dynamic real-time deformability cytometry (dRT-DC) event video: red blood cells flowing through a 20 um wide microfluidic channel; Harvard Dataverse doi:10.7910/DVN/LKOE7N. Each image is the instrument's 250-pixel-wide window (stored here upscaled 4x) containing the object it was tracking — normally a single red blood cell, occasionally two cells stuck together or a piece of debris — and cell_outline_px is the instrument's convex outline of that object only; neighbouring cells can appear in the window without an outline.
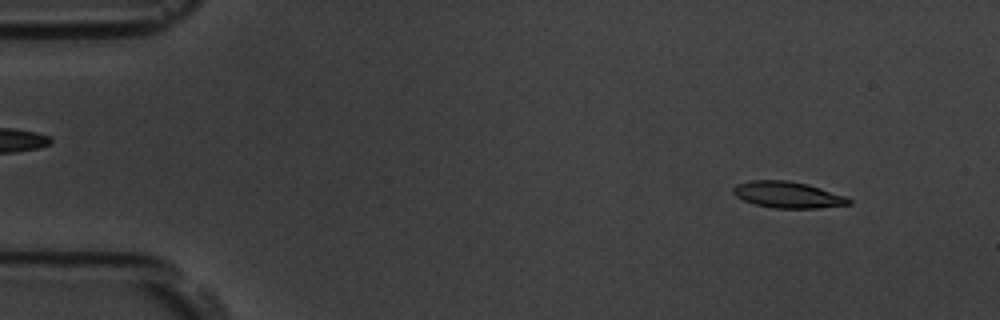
{"species": "common noctule bat (a hibernating species)", "species_latin": "Nyctalus noctula", "temperature_condition": "room temperature", "stored_images_in_passage": 53, "camera_frame_rate_fps": 3000, "um_per_image_px": 0.085, "animal": {"sex": "male", "body_mass_g": 19.5, "forearm_length_mm": 54.6}, "frame": {"image": 1, "passage_image": 5, "time_ms": 1.333, "image_size_px": [1000, 320], "cell_outline_px": [[852, 204], [816, 208], [776, 208], [756, 204], [744, 200], [736, 196], [732, 192], [732, 188], [736, 184], [752, 180], [788, 180], [808, 184], [844, 196], [852, 200]], "centroid_in_image_um": [66.95, 16.55], "position_along_channel_um": 18.1, "area_um2": 17.63}}
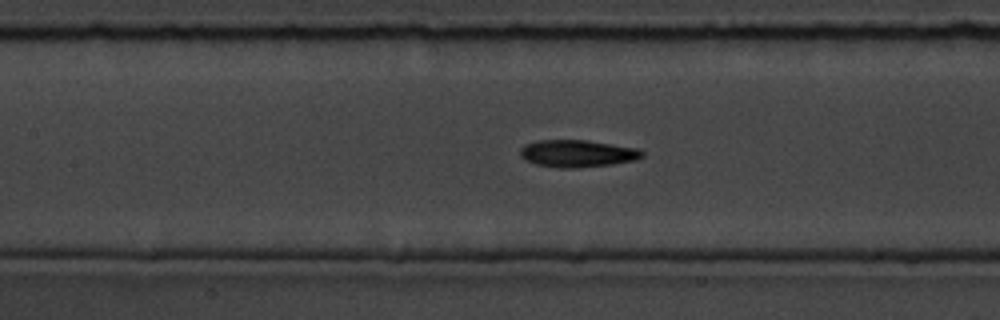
{"frame": {"image": 2, "passage_image": 24, "time_ms": 7.667, "image_size_px": [1000, 320], "cell_outline_px": [[644, 156], [636, 160], [612, 164], [576, 168], [556, 168], [536, 164], [520, 156], [520, 148], [524, 144], [540, 140], [588, 140], [636, 148], [644, 152]], "centroid_in_image_um": [49.08, 13.05], "position_along_channel_um": 158.3, "area_um2": 19.36}}
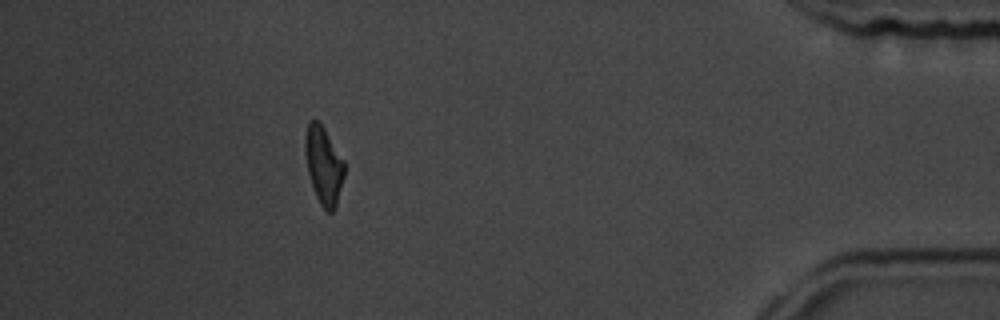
{"frame": {"image": 3, "passage_image": 48, "time_ms": 15.667, "image_size_px": [1000, 320], "cell_outline_px": [[344, 176], [336, 208], [332, 212], [328, 212], [320, 204], [316, 196], [308, 172], [304, 152], [304, 136], [308, 120], [316, 120], [324, 128], [344, 160]], "centroid_in_image_um": [27.5, 14.04], "position_along_channel_um": 407.7, "area_um2": 17.8}, "authors_computed_cell_mechanics": {"area_um2": 18.3804, "velocity_mm_per_s": 3.7831, "shape_relaxation_time_tau1_ms": 2.6815, "shape_relaxation_time_tau2_ms": 3.3669, "deformation_change_tau1": 0.1809, "deformation_change_tau2": 0.1139}}